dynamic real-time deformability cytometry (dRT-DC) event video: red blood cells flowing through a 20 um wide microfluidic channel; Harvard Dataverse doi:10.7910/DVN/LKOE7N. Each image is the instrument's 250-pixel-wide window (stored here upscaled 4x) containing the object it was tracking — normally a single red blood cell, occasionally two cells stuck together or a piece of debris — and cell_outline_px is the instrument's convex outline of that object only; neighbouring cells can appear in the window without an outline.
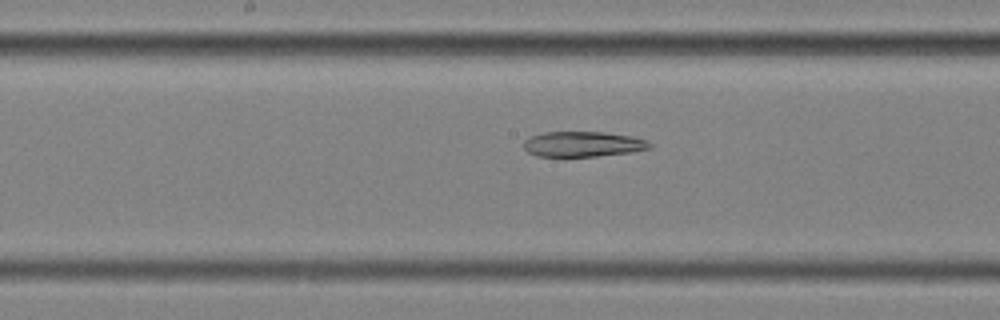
{"species": "common noctule bat (a hibernating species)", "species_latin": "Nyctalus noctula", "temperature_condition": "cold", "stored_images_in_passage": 57, "segment_of_instrument_passage": [2, 2], "camera_frame_rate_fps": 3000, "um_per_image_px": 0.085, "animal": {"sex": "female", "body_mass_g": 25.1}, "frame": {"image": 1, "passage_image": 30, "time_ms": 9.667, "image_size_px": [1000, 320], "cell_outline_px": [[652, 148], [628, 152], [596, 156], [536, 156], [528, 152], [524, 148], [524, 140], [528, 136], [544, 132], [604, 132], [632, 136], [648, 140], [652, 144]], "centroid_in_image_um": [49.54, 12.24], "position_along_channel_um": 198.7, "area_um2": 18.61}}
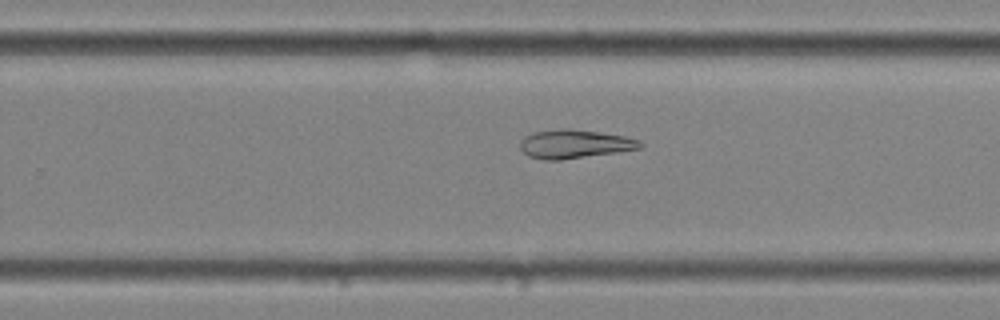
{"frame": {"image": 2, "passage_image": 37, "time_ms": 12.0, "image_size_px": [1000, 320], "cell_outline_px": [[644, 144], [640, 148], [616, 152], [560, 160], [544, 160], [528, 156], [520, 148], [520, 140], [524, 136], [532, 132], [560, 128], [568, 128], [624, 136], [640, 140]], "centroid_in_image_um": [48.79, 12.23], "position_along_channel_um": 281.0, "area_um2": 20.0}}
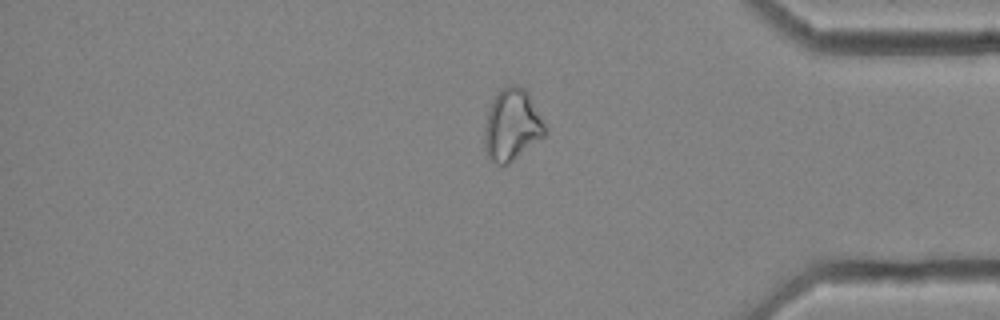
{"frame": {"image": 3, "passage_image": 48, "time_ms": 15.667, "image_size_px": [1000, 320], "cell_outline_px": [[548, 132], [544, 136], [508, 164], [496, 164], [488, 156], [484, 148], [484, 128], [488, 112], [492, 100], [500, 88], [508, 84], [516, 84], [524, 88], [528, 92], [548, 128]], "centroid_in_image_um": [43.53, 10.59], "position_along_channel_um": 391.7, "area_um2": 25.49}}